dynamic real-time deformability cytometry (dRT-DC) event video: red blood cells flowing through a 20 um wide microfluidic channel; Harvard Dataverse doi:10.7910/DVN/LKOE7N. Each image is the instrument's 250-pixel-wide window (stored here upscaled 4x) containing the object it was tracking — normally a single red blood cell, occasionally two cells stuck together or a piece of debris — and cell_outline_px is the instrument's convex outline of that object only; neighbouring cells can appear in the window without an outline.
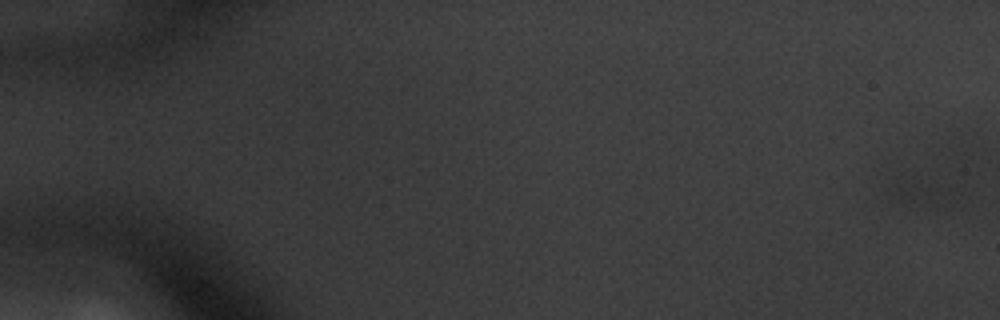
{"species": "common noctule bat (a hibernating species)", "species_latin": "Nyctalus noctula", "temperature_condition": "warm", "stored_images_in_passage": 3, "camera_frame_rate_fps": 3000, "um_per_image_px": 0.085, "animal": {"sex": "male", "body_mass_g": 20.1, "forearm_length_mm": 53.5}, "frame": {"image": 1, "passage_image": 2, "time_ms": 0.333, "image_size_px": [1000, 320], "cell_outline_px": [[980, 160], [968, 196], [964, 204], [928, 208], [896, 200], [888, 196], [884, 188], [900, 176], [940, 148], [948, 144], [972, 152]], "centroid_in_image_um": [79.68, 15.24], "position_along_channel_um": 5.3, "area_um2": 27.98}}